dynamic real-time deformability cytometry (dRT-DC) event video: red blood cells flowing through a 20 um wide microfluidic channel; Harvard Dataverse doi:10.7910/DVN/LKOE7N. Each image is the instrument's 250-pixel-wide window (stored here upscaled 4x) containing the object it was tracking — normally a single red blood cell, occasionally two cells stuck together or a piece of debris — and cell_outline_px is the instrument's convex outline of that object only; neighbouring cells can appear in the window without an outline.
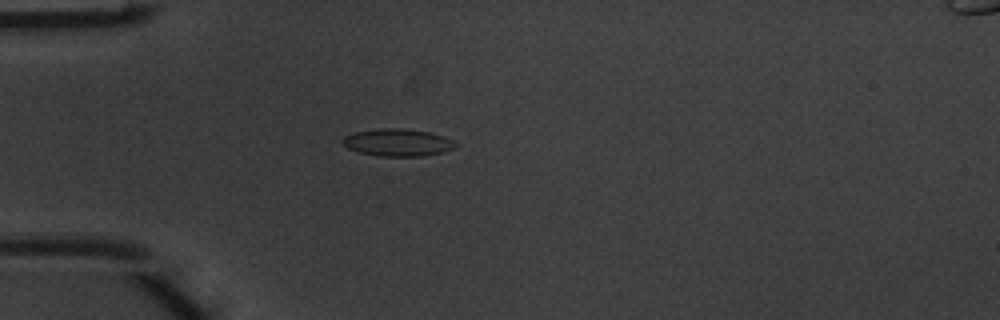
{"species": "common noctule bat (a hibernating species)", "species_latin": "Nyctalus noctula", "temperature_condition": "warm", "stored_images_in_passage": 4, "camera_frame_rate_fps": 3000, "um_per_image_px": 0.085, "animal": {"sex": "male", "body_mass_g": 20.1, "forearm_length_mm": 53.5}, "frame": {"image": 1, "passage_image": 4, "time_ms": 1.0, "image_size_px": [1000, 320], "cell_outline_px": [[460, 144], [456, 148], [444, 152], [424, 156], [376, 156], [360, 152], [348, 148], [340, 140], [344, 136], [356, 132], [380, 128], [400, 128], [428, 132], [444, 136]], "centroid_in_image_um": [33.84, 12.12], "position_along_channel_um": 51.2, "area_um2": 18.09}}